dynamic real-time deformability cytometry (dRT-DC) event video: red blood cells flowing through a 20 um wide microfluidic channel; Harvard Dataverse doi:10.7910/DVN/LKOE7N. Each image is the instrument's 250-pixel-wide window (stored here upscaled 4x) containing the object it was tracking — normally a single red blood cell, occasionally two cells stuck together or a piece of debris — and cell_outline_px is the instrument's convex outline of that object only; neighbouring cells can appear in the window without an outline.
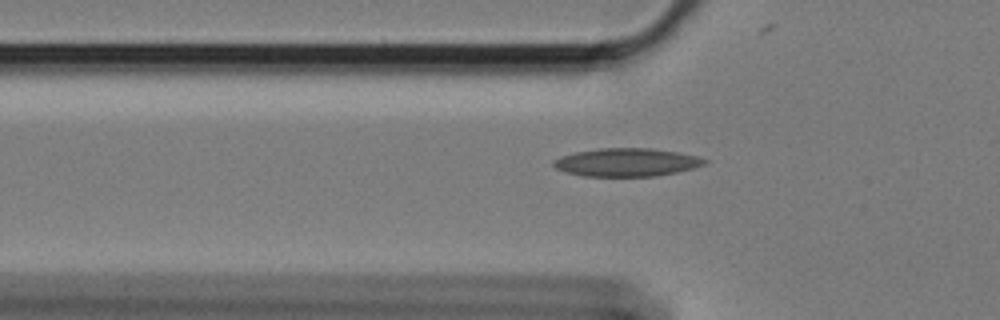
{"species": "Egyptian fruit bat (a non-hibernating species)", "species_latin": "Rousettus aegyptiacus", "temperature_condition": "cold", "stored_images_in_passage": 41, "camera_frame_rate_fps": 3000, "um_per_image_px": 0.085, "animal": {"sex": "female"}, "frame": {"image": 1, "passage_image": 6, "time_ms": 1.667, "image_size_px": [1000, 320], "cell_outline_px": [[708, 160], [704, 164], [692, 168], [676, 172], [656, 176], [584, 176], [568, 172], [556, 168], [552, 164], [552, 160], [576, 152], [600, 148], [652, 148], [676, 152], [696, 156]], "centroid_in_image_um": [53.26, 13.79], "position_along_channel_um": 72.5, "area_um2": 24.45}}
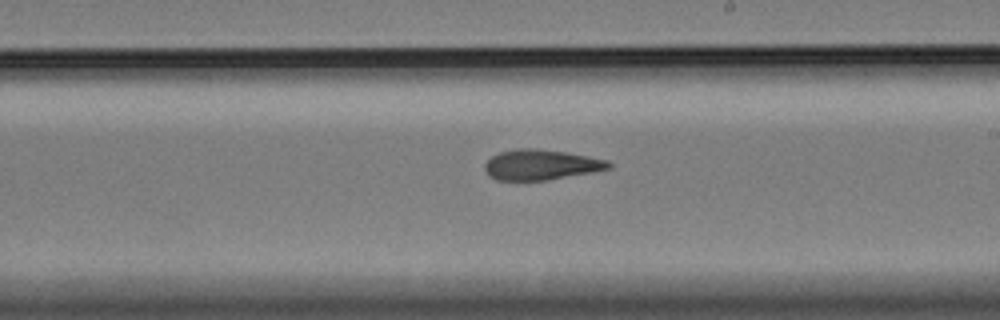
{"frame": {"image": 2, "passage_image": 21, "time_ms": 6.667, "image_size_px": [1000, 320], "cell_outline_px": [[612, 168], [592, 172], [548, 180], [496, 180], [488, 176], [484, 168], [484, 164], [492, 156], [500, 152], [520, 148], [540, 148], [588, 156], [608, 160], [612, 164]], "centroid_in_image_um": [45.98, 14.0], "position_along_channel_um": 243.0, "area_um2": 21.96}}
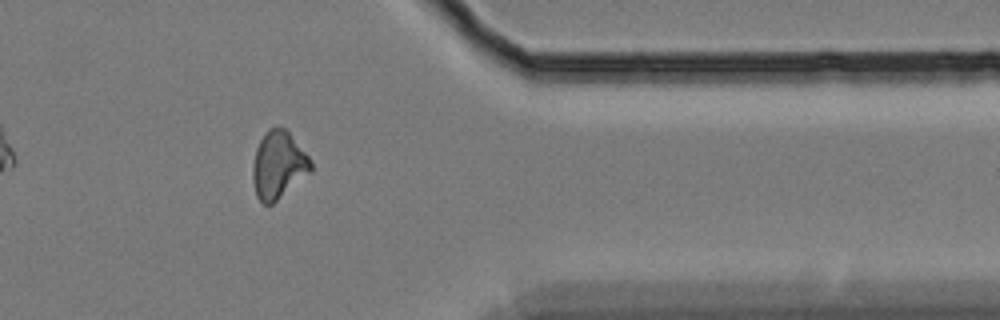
{"frame": {"image": 3, "passage_image": 35, "time_ms": 11.333, "image_size_px": [1000, 320], "cell_outline_px": [[312, 172], [272, 204], [264, 204], [256, 196], [252, 176], [252, 168], [256, 148], [260, 140], [268, 128], [284, 128], [292, 136], [312, 160]], "centroid_in_image_um": [23.67, 14.04], "position_along_channel_um": 387.7, "area_um2": 22.77}}